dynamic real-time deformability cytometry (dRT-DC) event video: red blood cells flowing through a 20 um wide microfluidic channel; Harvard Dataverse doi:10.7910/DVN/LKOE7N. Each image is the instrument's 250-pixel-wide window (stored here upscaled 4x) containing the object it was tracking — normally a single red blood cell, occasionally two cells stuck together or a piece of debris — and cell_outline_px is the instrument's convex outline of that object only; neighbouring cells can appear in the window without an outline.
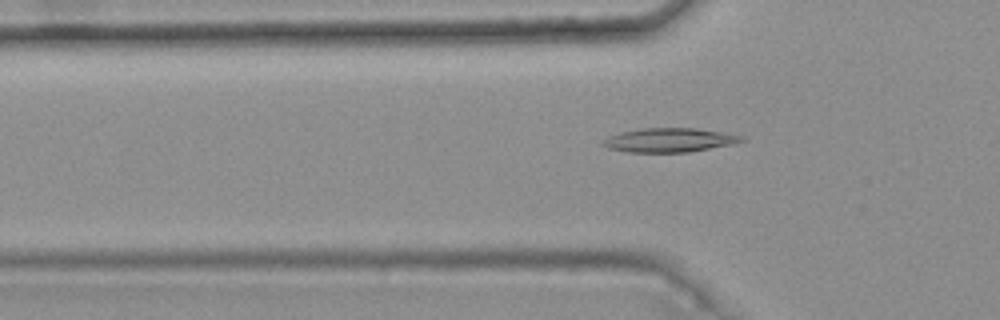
{"species": "common noctule bat (a hibernating species)", "species_latin": "Nyctalus noctula", "temperature_condition": "warm", "stored_images_in_passage": 4, "segment_of_instrument_passage": [2, 2], "camera_frame_rate_fps": 3000, "um_per_image_px": 0.085, "animal": {"sex": "female", "body_mass_g": 25.1}, "frame": {"image": 1, "passage_image": 4, "time_ms": 1.0, "image_size_px": [1000, 320], "cell_outline_px": [[744, 140], [732, 144], [688, 152], [628, 152], [608, 148], [600, 144], [604, 140], [620, 132], [644, 128], [696, 128], [724, 132], [744, 136]], "centroid_in_image_um": [56.91, 11.9], "position_along_channel_um": 68.9, "area_um2": 19.25}}